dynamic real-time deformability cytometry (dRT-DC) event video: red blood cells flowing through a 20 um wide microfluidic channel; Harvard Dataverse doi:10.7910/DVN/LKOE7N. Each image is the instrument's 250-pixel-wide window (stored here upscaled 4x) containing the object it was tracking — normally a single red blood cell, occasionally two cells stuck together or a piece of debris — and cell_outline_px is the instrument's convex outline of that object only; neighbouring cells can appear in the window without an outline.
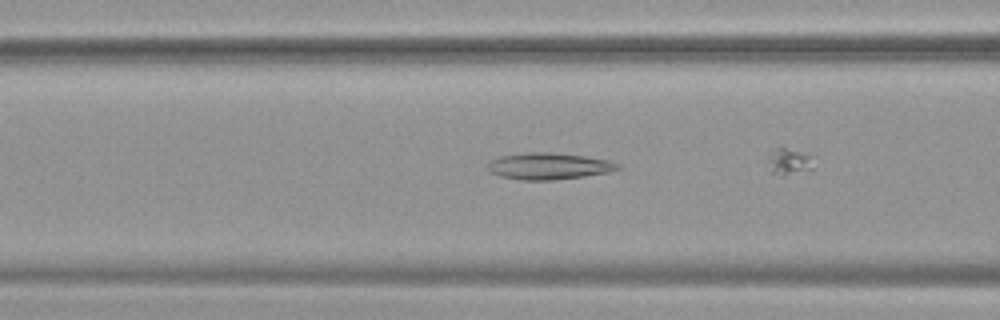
{"species": "common noctule bat (a hibernating species)", "species_latin": "Nyctalus noctula", "temperature_condition": "warm", "stored_images_in_passage": 42, "camera_frame_rate_fps": 3000, "um_per_image_px": 0.085, "animal": {"sex": "female", "body_mass_g": 19.9}, "frame": {"image": 1, "passage_image": 22, "time_ms": 7.0, "image_size_px": [1000, 320], "cell_outline_px": [[620, 168], [608, 172], [584, 176], [552, 180], [520, 180], [500, 176], [488, 172], [488, 160], [500, 156], [524, 152], [552, 152], [584, 156], [608, 160], [620, 164]], "centroid_in_image_um": [46.59, 14.11], "position_along_channel_um": 120.0, "area_um2": 20.29}}
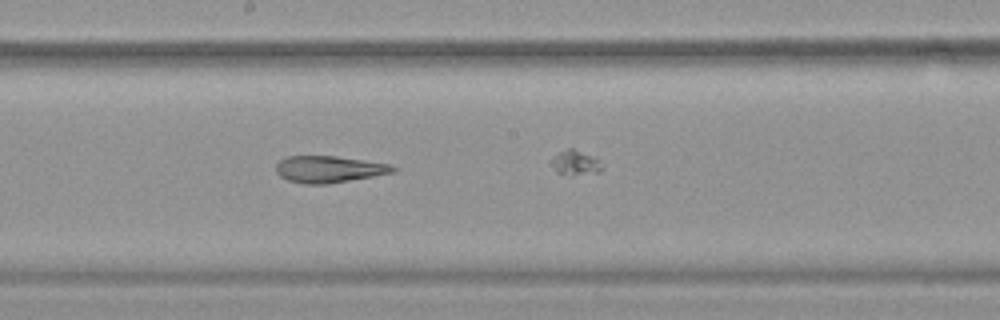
{"frame": {"image": 2, "passage_image": 30, "time_ms": 9.667, "image_size_px": [1000, 320], "cell_outline_px": [[400, 168], [396, 172], [328, 184], [304, 184], [288, 180], [280, 176], [276, 172], [276, 164], [280, 160], [288, 156], [336, 156], [392, 164]], "centroid_in_image_um": [28.01, 14.38], "position_along_channel_um": 220.2, "area_um2": 18.38}}
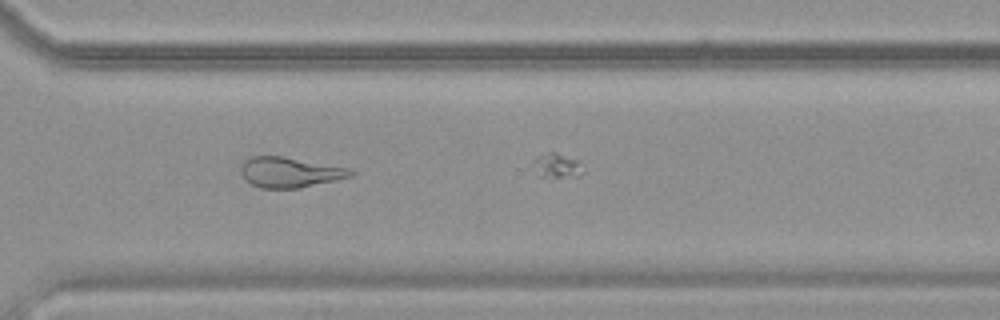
{"frame": {"image": 3, "passage_image": 40, "time_ms": 13.0, "image_size_px": [1000, 320], "cell_outline_px": [[356, 172], [352, 176], [336, 180], [296, 188], [260, 188], [244, 180], [240, 172], [240, 168], [244, 160], [252, 156], [280, 156], [352, 168]], "centroid_in_image_um": [24.63, 14.64], "position_along_channel_um": 346.0, "area_um2": 19.42}}